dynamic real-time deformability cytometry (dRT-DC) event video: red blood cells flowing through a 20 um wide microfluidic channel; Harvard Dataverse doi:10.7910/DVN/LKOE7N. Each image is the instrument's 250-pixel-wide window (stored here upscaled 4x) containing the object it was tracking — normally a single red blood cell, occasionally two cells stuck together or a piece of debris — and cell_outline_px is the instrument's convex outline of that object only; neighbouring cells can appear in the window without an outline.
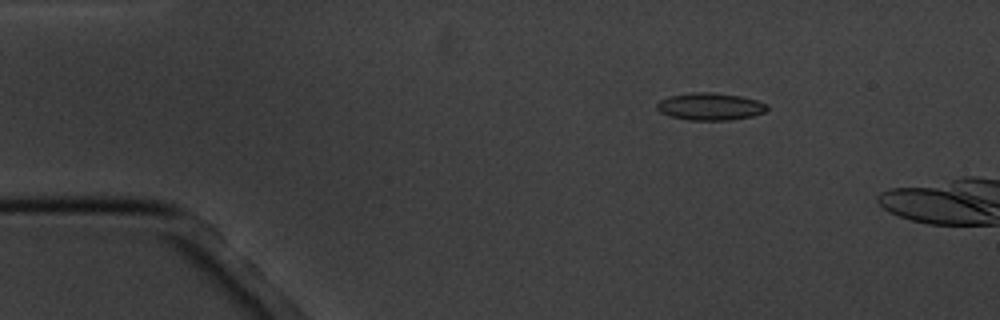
{"species": "common noctule bat (a hibernating species)", "species_latin": "Nyctalus noctula", "temperature_condition": "cold", "stored_images_in_passage": 5, "camera_frame_rate_fps": 3000, "um_per_image_px": 0.085, "animal": {"sex": "male", "body_mass_g": 20.1, "forearm_length_mm": 53.5}, "frame": {"image": 1, "passage_image": 3, "time_ms": 2.333, "image_size_px": [1000, 320], "cell_outline_px": [[768, 108], [764, 112], [752, 116], [728, 120], [688, 120], [672, 116], [660, 112], [656, 108], [656, 104], [660, 100], [668, 96], [692, 92], [712, 92], [740, 96], [756, 100], [768, 104]], "centroid_in_image_um": [60.35, 9.05], "position_along_channel_um": 24.6, "area_um2": 17.51}}